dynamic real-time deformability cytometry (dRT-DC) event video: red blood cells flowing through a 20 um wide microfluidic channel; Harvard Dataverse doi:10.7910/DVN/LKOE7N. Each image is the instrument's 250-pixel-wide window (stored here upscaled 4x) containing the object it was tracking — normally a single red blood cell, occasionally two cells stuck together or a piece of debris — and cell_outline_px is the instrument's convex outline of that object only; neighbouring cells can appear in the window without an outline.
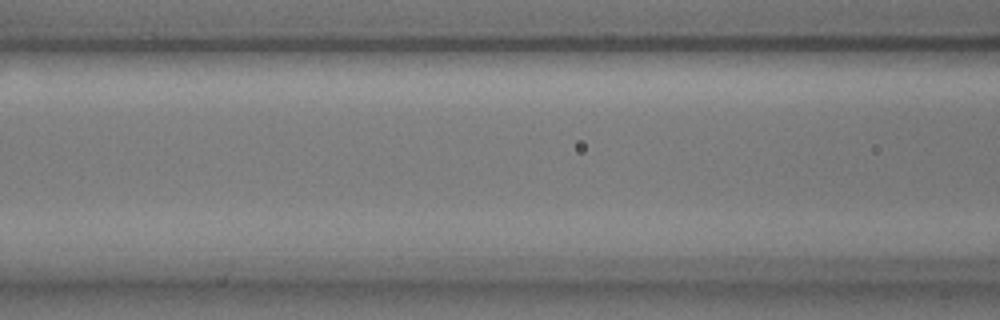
{"species": "common noctule bat (a hibernating species)", "species_latin": "Nyctalus noctula", "temperature_condition": "cold", "stored_images_in_passage": 4, "camera_frame_rate_fps": 3000, "um_per_image_px": 0.085, "animal": {"sex": "male", "body_mass_g": 17.9, "forearm_length_mm": 54.2}, "frame": {"image": 1, "passage_image": 4, "time_ms": 1.0, "image_size_px": [1000, 320], "cell_outline_px": [[812, 196], [808, 200], [792, 208], [728, 208], [668, 204], [656, 200], [656, 196], [688, 192], [748, 192]], "centroid_in_image_um": [62.41, 16.99], "position_along_channel_um": 104.2, "area_um2": 14.51}}